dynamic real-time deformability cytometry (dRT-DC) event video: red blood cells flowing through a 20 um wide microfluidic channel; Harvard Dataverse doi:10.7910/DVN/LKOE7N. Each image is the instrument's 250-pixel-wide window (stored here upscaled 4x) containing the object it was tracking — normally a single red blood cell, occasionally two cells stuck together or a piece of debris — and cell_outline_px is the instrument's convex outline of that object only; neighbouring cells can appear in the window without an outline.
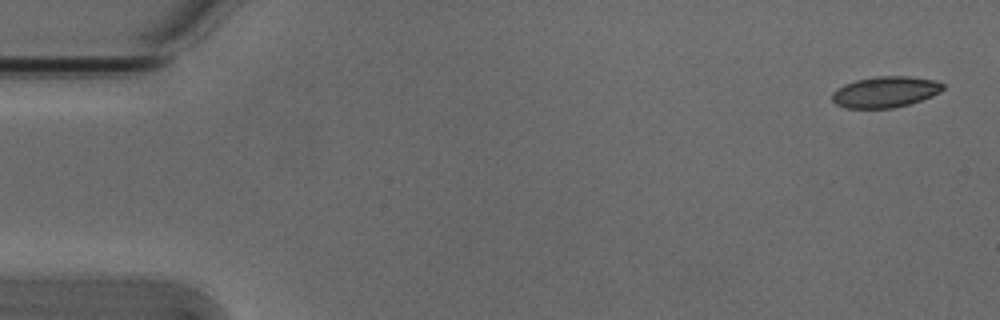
{"species": "Egyptian fruit bat (a non-hibernating species)", "species_latin": "Rousettus aegyptiacus", "temperature_condition": "cold", "stored_images_in_passage": 4, "camera_frame_rate_fps": 3000, "um_per_image_px": 0.085, "animal": {"sex": "male"}, "frame": {"image": 1, "passage_image": 1, "time_ms": 0.0, "image_size_px": [1000, 320], "cell_outline_px": [[944, 88], [940, 92], [932, 96], [908, 104], [892, 108], [844, 108], [836, 104], [832, 100], [832, 92], [844, 84], [856, 80], [876, 76], [908, 76], [936, 80], [944, 84]], "centroid_in_image_um": [75.24, 7.81], "position_along_channel_um": 9.8, "area_um2": 20.06}}